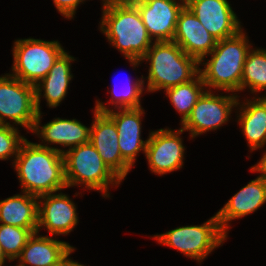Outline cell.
<instances>
[{"label": "cell", "mask_w": 266, "mask_h": 266, "mask_svg": "<svg viewBox=\"0 0 266 266\" xmlns=\"http://www.w3.org/2000/svg\"><path fill=\"white\" fill-rule=\"evenodd\" d=\"M37 115L35 86L9 73L2 74L0 76V124L16 127L20 125L32 132Z\"/></svg>", "instance_id": "obj_8"}, {"label": "cell", "mask_w": 266, "mask_h": 266, "mask_svg": "<svg viewBox=\"0 0 266 266\" xmlns=\"http://www.w3.org/2000/svg\"><path fill=\"white\" fill-rule=\"evenodd\" d=\"M64 51L58 40L16 39L12 48V72L9 74L35 86L49 73Z\"/></svg>", "instance_id": "obj_7"}, {"label": "cell", "mask_w": 266, "mask_h": 266, "mask_svg": "<svg viewBox=\"0 0 266 266\" xmlns=\"http://www.w3.org/2000/svg\"><path fill=\"white\" fill-rule=\"evenodd\" d=\"M90 125V142L103 162L121 180H125L131 166L122 158L118 144V132L114 121L106 114L93 110Z\"/></svg>", "instance_id": "obj_13"}, {"label": "cell", "mask_w": 266, "mask_h": 266, "mask_svg": "<svg viewBox=\"0 0 266 266\" xmlns=\"http://www.w3.org/2000/svg\"><path fill=\"white\" fill-rule=\"evenodd\" d=\"M0 224L28 228L33 233L38 228V196L20 192L0 201Z\"/></svg>", "instance_id": "obj_22"}, {"label": "cell", "mask_w": 266, "mask_h": 266, "mask_svg": "<svg viewBox=\"0 0 266 266\" xmlns=\"http://www.w3.org/2000/svg\"><path fill=\"white\" fill-rule=\"evenodd\" d=\"M57 11L67 19H73L79 4L84 3V0H53Z\"/></svg>", "instance_id": "obj_28"}, {"label": "cell", "mask_w": 266, "mask_h": 266, "mask_svg": "<svg viewBox=\"0 0 266 266\" xmlns=\"http://www.w3.org/2000/svg\"><path fill=\"white\" fill-rule=\"evenodd\" d=\"M248 87V88H247ZM255 94L266 90V49L251 48L243 66L241 91Z\"/></svg>", "instance_id": "obj_24"}, {"label": "cell", "mask_w": 266, "mask_h": 266, "mask_svg": "<svg viewBox=\"0 0 266 266\" xmlns=\"http://www.w3.org/2000/svg\"><path fill=\"white\" fill-rule=\"evenodd\" d=\"M42 112L38 113L32 133L37 135L42 142L37 143L40 146L55 149L62 154L67 150L90 142V126L87 127L75 119L53 118L52 121L42 125ZM64 147L60 149L58 146ZM58 147V148H57Z\"/></svg>", "instance_id": "obj_16"}, {"label": "cell", "mask_w": 266, "mask_h": 266, "mask_svg": "<svg viewBox=\"0 0 266 266\" xmlns=\"http://www.w3.org/2000/svg\"><path fill=\"white\" fill-rule=\"evenodd\" d=\"M177 1H180L181 3L186 5L189 0H177Z\"/></svg>", "instance_id": "obj_33"}, {"label": "cell", "mask_w": 266, "mask_h": 266, "mask_svg": "<svg viewBox=\"0 0 266 266\" xmlns=\"http://www.w3.org/2000/svg\"><path fill=\"white\" fill-rule=\"evenodd\" d=\"M100 32L109 44L122 53L130 66L137 68L154 41L148 34L138 9L129 1L102 10Z\"/></svg>", "instance_id": "obj_2"}, {"label": "cell", "mask_w": 266, "mask_h": 266, "mask_svg": "<svg viewBox=\"0 0 266 266\" xmlns=\"http://www.w3.org/2000/svg\"><path fill=\"white\" fill-rule=\"evenodd\" d=\"M33 232L8 224H0V245L3 254L9 262L16 260Z\"/></svg>", "instance_id": "obj_26"}, {"label": "cell", "mask_w": 266, "mask_h": 266, "mask_svg": "<svg viewBox=\"0 0 266 266\" xmlns=\"http://www.w3.org/2000/svg\"><path fill=\"white\" fill-rule=\"evenodd\" d=\"M118 79V78H116ZM135 80V81H134ZM126 83L123 87L115 84L108 93H111L110 101L107 104H111L114 109H124V108H139L141 106V96L143 92L145 93V87L143 82V76L140 78L130 79L127 77ZM122 82V81H121ZM120 83V82H119ZM120 87L119 89H117Z\"/></svg>", "instance_id": "obj_25"}, {"label": "cell", "mask_w": 266, "mask_h": 266, "mask_svg": "<svg viewBox=\"0 0 266 266\" xmlns=\"http://www.w3.org/2000/svg\"><path fill=\"white\" fill-rule=\"evenodd\" d=\"M6 259L7 258L3 254L2 249H1V245H0V266H4L5 262L7 261Z\"/></svg>", "instance_id": "obj_32"}, {"label": "cell", "mask_w": 266, "mask_h": 266, "mask_svg": "<svg viewBox=\"0 0 266 266\" xmlns=\"http://www.w3.org/2000/svg\"><path fill=\"white\" fill-rule=\"evenodd\" d=\"M25 139L18 127L0 124V160L6 161L12 158L14 162Z\"/></svg>", "instance_id": "obj_27"}, {"label": "cell", "mask_w": 266, "mask_h": 266, "mask_svg": "<svg viewBox=\"0 0 266 266\" xmlns=\"http://www.w3.org/2000/svg\"><path fill=\"white\" fill-rule=\"evenodd\" d=\"M95 110L106 113L115 123L118 132V144L122 158L133 167L136 157L145 150L148 138L144 141L141 137L142 133V117L145 114L143 107L112 109L105 103L96 100Z\"/></svg>", "instance_id": "obj_11"}, {"label": "cell", "mask_w": 266, "mask_h": 266, "mask_svg": "<svg viewBox=\"0 0 266 266\" xmlns=\"http://www.w3.org/2000/svg\"><path fill=\"white\" fill-rule=\"evenodd\" d=\"M246 34L242 29L233 37L217 41L207 55L210 59L203 58L199 62V66L204 67L199 68V74L207 90L241 92L243 66L253 47Z\"/></svg>", "instance_id": "obj_3"}, {"label": "cell", "mask_w": 266, "mask_h": 266, "mask_svg": "<svg viewBox=\"0 0 266 266\" xmlns=\"http://www.w3.org/2000/svg\"><path fill=\"white\" fill-rule=\"evenodd\" d=\"M63 157L67 188L83 185L109 198V187H119L122 182L103 162L91 142L65 150Z\"/></svg>", "instance_id": "obj_5"}, {"label": "cell", "mask_w": 266, "mask_h": 266, "mask_svg": "<svg viewBox=\"0 0 266 266\" xmlns=\"http://www.w3.org/2000/svg\"><path fill=\"white\" fill-rule=\"evenodd\" d=\"M78 222L75 203L61 190L38 196V233L44 228L55 237L68 235Z\"/></svg>", "instance_id": "obj_12"}, {"label": "cell", "mask_w": 266, "mask_h": 266, "mask_svg": "<svg viewBox=\"0 0 266 266\" xmlns=\"http://www.w3.org/2000/svg\"><path fill=\"white\" fill-rule=\"evenodd\" d=\"M228 235L221 228L217 214L201 225L181 226L153 239L162 245L177 249L180 253L202 263L216 248L223 245Z\"/></svg>", "instance_id": "obj_6"}, {"label": "cell", "mask_w": 266, "mask_h": 266, "mask_svg": "<svg viewBox=\"0 0 266 266\" xmlns=\"http://www.w3.org/2000/svg\"><path fill=\"white\" fill-rule=\"evenodd\" d=\"M186 6L217 41L243 29L228 0H189Z\"/></svg>", "instance_id": "obj_15"}, {"label": "cell", "mask_w": 266, "mask_h": 266, "mask_svg": "<svg viewBox=\"0 0 266 266\" xmlns=\"http://www.w3.org/2000/svg\"><path fill=\"white\" fill-rule=\"evenodd\" d=\"M183 132L182 128L149 132L145 157L152 173L162 176L183 167L186 150L181 137Z\"/></svg>", "instance_id": "obj_10"}, {"label": "cell", "mask_w": 266, "mask_h": 266, "mask_svg": "<svg viewBox=\"0 0 266 266\" xmlns=\"http://www.w3.org/2000/svg\"><path fill=\"white\" fill-rule=\"evenodd\" d=\"M206 87L200 74L190 82L165 89L166 97L181 115V124L188 118Z\"/></svg>", "instance_id": "obj_23"}, {"label": "cell", "mask_w": 266, "mask_h": 266, "mask_svg": "<svg viewBox=\"0 0 266 266\" xmlns=\"http://www.w3.org/2000/svg\"><path fill=\"white\" fill-rule=\"evenodd\" d=\"M173 42L198 62L207 57L216 46L217 40L205 29L193 12L185 5L176 23Z\"/></svg>", "instance_id": "obj_17"}, {"label": "cell", "mask_w": 266, "mask_h": 266, "mask_svg": "<svg viewBox=\"0 0 266 266\" xmlns=\"http://www.w3.org/2000/svg\"><path fill=\"white\" fill-rule=\"evenodd\" d=\"M144 61L149 62L148 76H143L146 92L190 82L199 74V62L173 41L154 42L141 59Z\"/></svg>", "instance_id": "obj_4"}, {"label": "cell", "mask_w": 266, "mask_h": 266, "mask_svg": "<svg viewBox=\"0 0 266 266\" xmlns=\"http://www.w3.org/2000/svg\"><path fill=\"white\" fill-rule=\"evenodd\" d=\"M75 250L76 248H74L70 253H68L67 256L57 266H86L84 264L78 263L77 261H74L73 259H71V257L69 258V256Z\"/></svg>", "instance_id": "obj_30"}, {"label": "cell", "mask_w": 266, "mask_h": 266, "mask_svg": "<svg viewBox=\"0 0 266 266\" xmlns=\"http://www.w3.org/2000/svg\"><path fill=\"white\" fill-rule=\"evenodd\" d=\"M212 90H205L191 110L188 118L180 124L186 132L189 131V137L195 139L207 133L219 129L231 119V114L236 108L239 95L231 93L230 95L216 94Z\"/></svg>", "instance_id": "obj_9"}, {"label": "cell", "mask_w": 266, "mask_h": 266, "mask_svg": "<svg viewBox=\"0 0 266 266\" xmlns=\"http://www.w3.org/2000/svg\"><path fill=\"white\" fill-rule=\"evenodd\" d=\"M139 11L154 42L172 41L180 11L185 4L177 0H129Z\"/></svg>", "instance_id": "obj_14"}, {"label": "cell", "mask_w": 266, "mask_h": 266, "mask_svg": "<svg viewBox=\"0 0 266 266\" xmlns=\"http://www.w3.org/2000/svg\"><path fill=\"white\" fill-rule=\"evenodd\" d=\"M11 163L17 173L21 192L41 196L67 188L64 157L55 149L40 146L26 138Z\"/></svg>", "instance_id": "obj_1"}, {"label": "cell", "mask_w": 266, "mask_h": 266, "mask_svg": "<svg viewBox=\"0 0 266 266\" xmlns=\"http://www.w3.org/2000/svg\"><path fill=\"white\" fill-rule=\"evenodd\" d=\"M266 203V180L260 176L248 182L216 213L226 234L230 222L252 214Z\"/></svg>", "instance_id": "obj_18"}, {"label": "cell", "mask_w": 266, "mask_h": 266, "mask_svg": "<svg viewBox=\"0 0 266 266\" xmlns=\"http://www.w3.org/2000/svg\"><path fill=\"white\" fill-rule=\"evenodd\" d=\"M250 171L256 173L258 172L260 174L259 176L266 180V151L263 152L259 162L250 167Z\"/></svg>", "instance_id": "obj_29"}, {"label": "cell", "mask_w": 266, "mask_h": 266, "mask_svg": "<svg viewBox=\"0 0 266 266\" xmlns=\"http://www.w3.org/2000/svg\"><path fill=\"white\" fill-rule=\"evenodd\" d=\"M266 95V94H265ZM259 95L246 99L236 106L237 123L246 138L250 152L266 145V96ZM253 98V99H252Z\"/></svg>", "instance_id": "obj_20"}, {"label": "cell", "mask_w": 266, "mask_h": 266, "mask_svg": "<svg viewBox=\"0 0 266 266\" xmlns=\"http://www.w3.org/2000/svg\"><path fill=\"white\" fill-rule=\"evenodd\" d=\"M76 58L64 51L55 61L49 73L35 85L36 108L41 112V98H44L49 108H56L66 98L69 84L74 77L71 71L72 62ZM43 92V93H42Z\"/></svg>", "instance_id": "obj_19"}, {"label": "cell", "mask_w": 266, "mask_h": 266, "mask_svg": "<svg viewBox=\"0 0 266 266\" xmlns=\"http://www.w3.org/2000/svg\"><path fill=\"white\" fill-rule=\"evenodd\" d=\"M85 1H87V0H84V2ZM124 1H126V0H101V2H102V9L101 10L108 9L111 6L118 4V3H121V2H124Z\"/></svg>", "instance_id": "obj_31"}, {"label": "cell", "mask_w": 266, "mask_h": 266, "mask_svg": "<svg viewBox=\"0 0 266 266\" xmlns=\"http://www.w3.org/2000/svg\"><path fill=\"white\" fill-rule=\"evenodd\" d=\"M75 247L55 237L33 233L14 266H57Z\"/></svg>", "instance_id": "obj_21"}]
</instances>
